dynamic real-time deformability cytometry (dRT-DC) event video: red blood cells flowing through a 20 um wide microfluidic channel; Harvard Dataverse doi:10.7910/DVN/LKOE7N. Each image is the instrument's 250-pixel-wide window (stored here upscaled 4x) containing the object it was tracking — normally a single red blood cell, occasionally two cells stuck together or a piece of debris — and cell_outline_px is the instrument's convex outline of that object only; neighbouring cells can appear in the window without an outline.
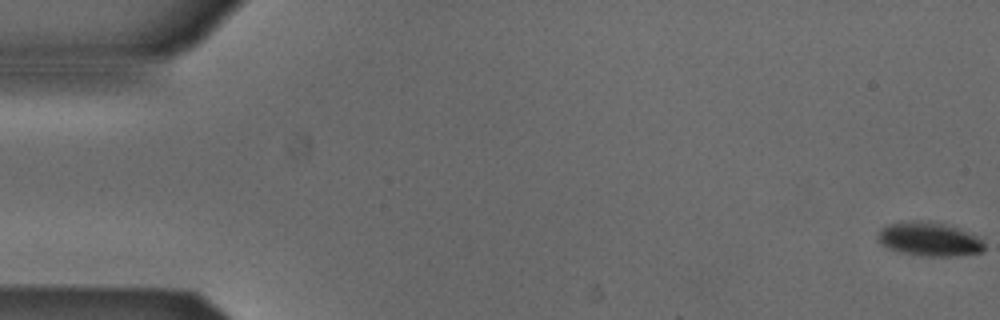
{"species": "Egyptian fruit bat (a non-hibernating species)", "species_latin": "Rousettus aegyptiacus", "temperature_condition": "cold", "stored_images_in_passage": 55, "camera_frame_rate_fps": 3000, "um_per_image_px": 0.085, "animal": {"sex": "male"}, "frame": {"image": 1, "passage_image": 1, "time_ms": 0.0, "image_size_px": [1000, 320], "cell_outline_px": [[984, 252], [956, 256], [928, 256], [900, 252], [876, 240], [876, 236], [880, 228], [888, 224], [912, 220], [944, 224], [956, 228], [976, 236], [984, 240]], "centroid_in_image_um": [78.99, 20.33], "position_along_channel_um": 6.0, "area_um2": 20.75}}
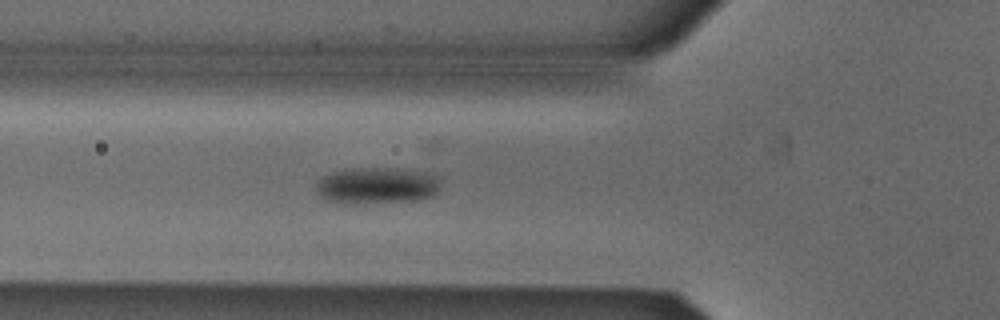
{"frame": {"image": 2, "passage_image": 20, "time_ms": 6.333, "image_size_px": [1000, 320], "cell_outline_px": [[440, 192], [432, 196], [416, 200], [324, 200], [316, 192], [316, 180], [332, 172], [356, 168], [388, 168], [424, 172], [440, 176]], "centroid_in_image_um": [32.1, 15.71], "position_along_channel_um": 93.7, "area_um2": 25.37}}
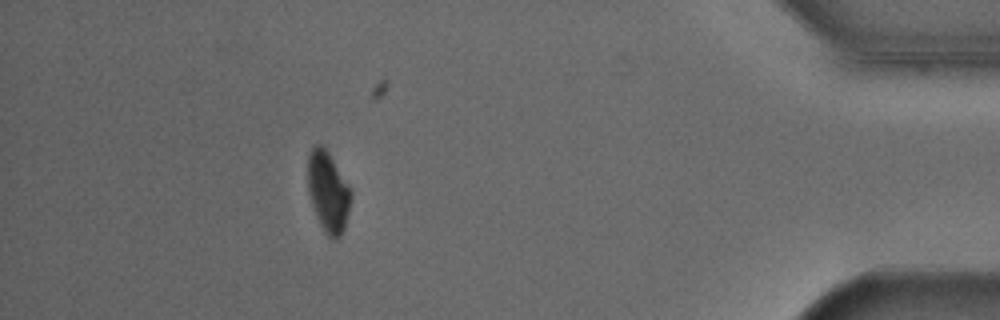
{"frame": {"image": 3, "passage_image": 49, "time_ms": 16.0, "image_size_px": [1000, 320], "cell_outline_px": [[352, 196], [344, 228], [340, 236], [336, 240], [332, 240], [324, 232], [316, 216], [308, 192], [308, 156], [312, 148], [316, 144], [320, 144], [328, 152], [352, 192]], "centroid_in_image_um": [27.88, 16.34], "position_along_channel_um": 407.3, "area_um2": 20.0}, "authors_computed_cell_mechanics": {"area_um2": 22.6576, "velocity_mm_per_s": 3.8174, "shape_relaxation_time_tau1_ms": 2.3464, "shape_relaxation_time_tau2_ms": null, "deformation_change_tau1": 0.0767, "deformation_change_tau2": null}}